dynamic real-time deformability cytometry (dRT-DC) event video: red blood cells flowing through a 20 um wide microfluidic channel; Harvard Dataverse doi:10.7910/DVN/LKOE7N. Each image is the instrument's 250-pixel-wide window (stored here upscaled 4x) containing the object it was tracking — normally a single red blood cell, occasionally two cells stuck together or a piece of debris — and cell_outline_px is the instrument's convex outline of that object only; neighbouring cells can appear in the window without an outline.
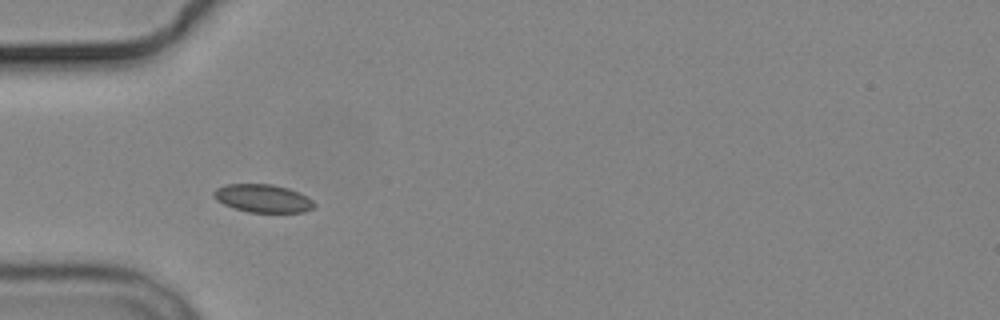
{"species": "common noctule bat (a hibernating species)", "species_latin": "Nyctalus noctula", "temperature_condition": "cold", "stored_images_in_passage": 3, "camera_frame_rate_fps": 3000, "um_per_image_px": 0.085, "animal": {"sex": "male", "body_mass_g": 19.2, "forearm_length_mm": 51.8}, "frame": {"image": 1, "passage_image": 1, "time_ms": 0.0, "image_size_px": [1000, 320], "cell_outline_px": [[316, 204], [312, 208], [304, 212], [248, 212], [232, 208], [216, 200], [212, 192], [216, 188], [228, 184], [272, 184], [288, 188], [300, 192], [312, 200]], "centroid_in_image_um": [22.33, 16.86], "position_along_channel_um": 62.7, "area_um2": 16.47}}
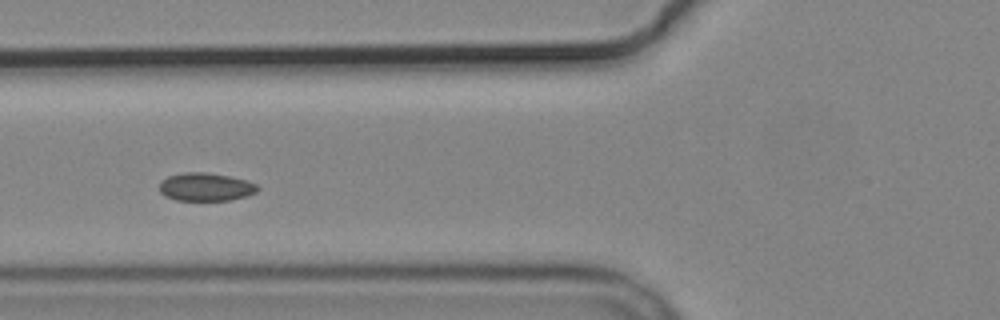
{"frame": {"image": 2, "passage_image": 2, "time_ms": 1.333, "image_size_px": [1000, 320], "cell_outline_px": [[260, 188], [256, 192], [248, 196], [228, 200], [176, 200], [164, 196], [160, 192], [160, 180], [168, 176], [184, 172], [204, 172], [228, 176], [248, 180], [256, 184]], "centroid_in_image_um": [17.48, 15.89], "position_along_channel_um": 108.3, "area_um2": 16.18}}
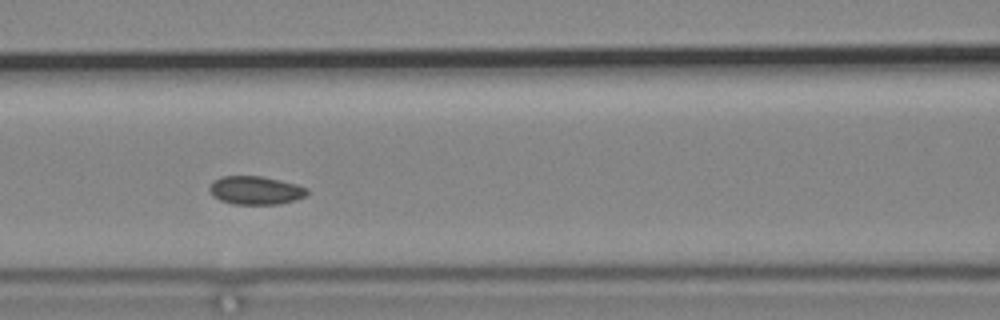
{"frame": {"image": 3, "passage_image": 3, "time_ms": 2.333, "image_size_px": [1000, 320], "cell_outline_px": [[308, 192], [304, 196], [296, 200], [280, 204], [232, 204], [220, 200], [212, 196], [208, 188], [212, 180], [220, 176], [260, 176], [280, 180], [296, 184], [308, 188]], "centroid_in_image_um": [21.68, 16.17], "position_along_channel_um": 144.9, "area_um2": 16.3}}